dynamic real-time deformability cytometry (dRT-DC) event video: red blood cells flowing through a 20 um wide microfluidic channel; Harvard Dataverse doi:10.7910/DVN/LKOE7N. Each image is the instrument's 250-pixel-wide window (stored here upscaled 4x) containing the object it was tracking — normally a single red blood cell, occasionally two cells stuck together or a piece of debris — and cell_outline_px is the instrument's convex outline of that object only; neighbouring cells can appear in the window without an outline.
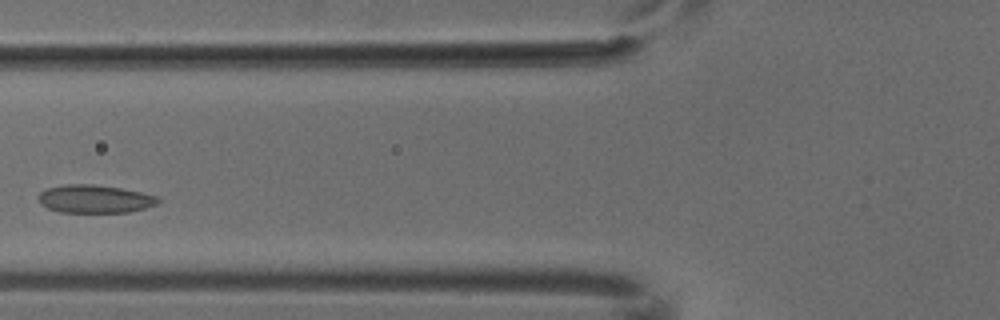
{"species": "common noctule bat (a hibernating species)", "species_latin": "Nyctalus noctula", "temperature_condition": "cold", "stored_images_in_passage": 5, "camera_frame_rate_fps": 3000, "um_per_image_px": 0.085, "animal": {"sex": "male", "body_mass_g": 18.8}, "frame": {"image": 1, "passage_image": 4, "time_ms": 1.0, "image_size_px": [1000, 320], "cell_outline_px": [[160, 200], [156, 204], [144, 208], [128, 212], [60, 212], [48, 208], [40, 204], [36, 196], [44, 188], [64, 184], [92, 184], [120, 188], [160, 196]], "centroid_in_image_um": [8.0, 16.9], "position_along_channel_um": 117.8, "area_um2": 19.71}}
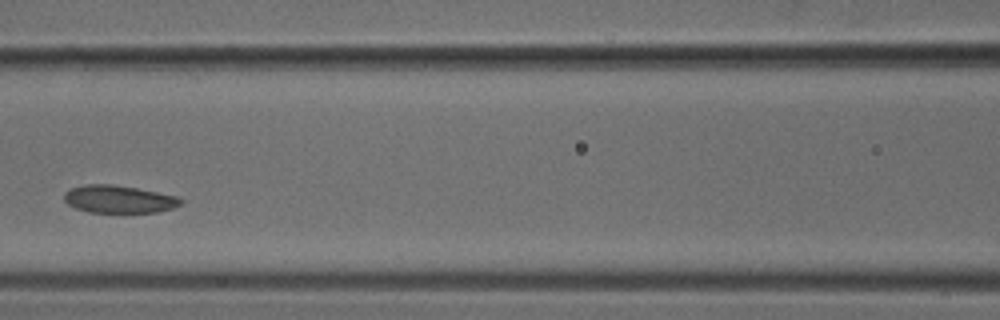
{"frame": {"image": 2, "passage_image": 5, "time_ms": 1.333, "image_size_px": [1000, 320], "cell_outline_px": [[184, 204], [172, 208], [156, 212], [88, 212], [76, 208], [68, 204], [64, 200], [64, 192], [72, 188], [84, 184], [112, 184], [136, 188], [176, 196], [184, 200]], "centroid_in_image_um": [10.1, 16.93], "position_along_channel_um": 156.5, "area_um2": 18.73}}